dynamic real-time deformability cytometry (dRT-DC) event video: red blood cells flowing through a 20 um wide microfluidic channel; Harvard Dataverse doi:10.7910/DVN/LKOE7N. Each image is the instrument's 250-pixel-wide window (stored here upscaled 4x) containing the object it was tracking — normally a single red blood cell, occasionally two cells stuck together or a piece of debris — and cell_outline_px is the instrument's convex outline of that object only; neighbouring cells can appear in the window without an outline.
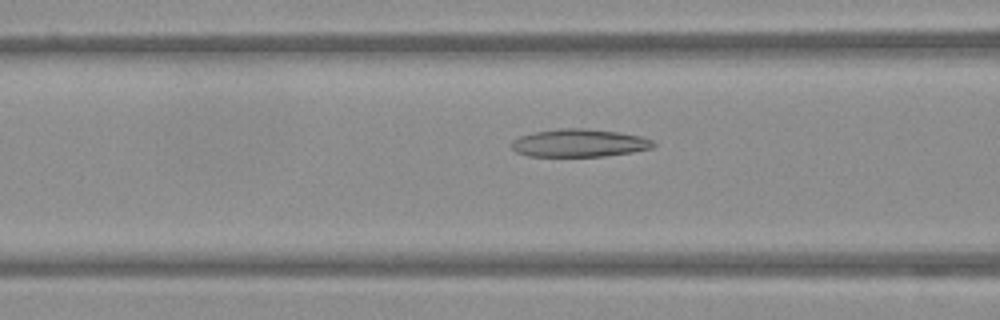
{"species": "Egyptian fruit bat (a non-hibernating species)", "species_latin": "Rousettus aegyptiacus", "temperature_condition": "warm", "stored_images_in_passage": 33, "camera_frame_rate_fps": 3000, "um_per_image_px": 0.085, "frame": {"image": 1, "passage_image": 11, "time_ms": 3.333, "image_size_px": [1000, 320], "cell_outline_px": [[656, 144], [652, 148], [632, 152], [604, 156], [528, 156], [516, 152], [512, 148], [512, 140], [520, 136], [536, 132], [560, 128], [584, 128], [620, 132], [640, 136], [652, 140]], "centroid_in_image_um": [49.24, 12.15], "position_along_channel_um": 117.4, "area_um2": 22.95}}
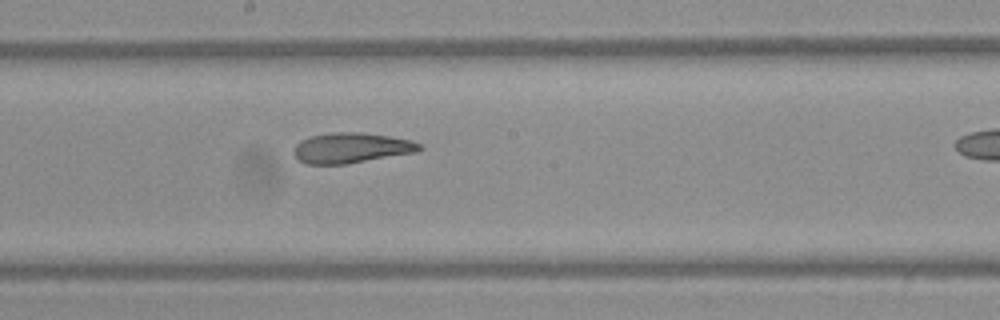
{"frame": {"image": 2, "passage_image": 19, "time_ms": 6.0, "image_size_px": [1000, 320], "cell_outline_px": [[424, 148], [416, 152], [344, 164], [308, 164], [300, 160], [292, 152], [296, 144], [300, 140], [312, 136], [336, 132], [360, 132], [388, 136], [412, 140], [424, 144]], "centroid_in_image_um": [29.89, 12.56], "position_along_channel_um": 218.3, "area_um2": 22.08}}
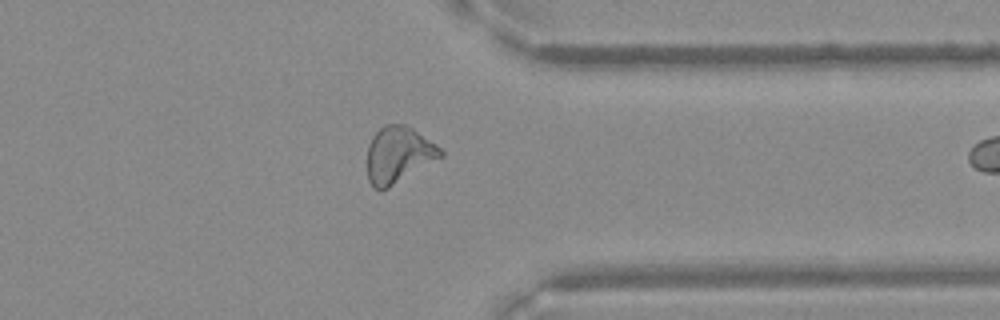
{"frame": {"image": 3, "passage_image": 32, "time_ms": 10.333, "image_size_px": [1000, 320], "cell_outline_px": [[444, 156], [388, 188], [380, 192], [372, 188], [368, 180], [368, 144], [372, 136], [380, 128], [388, 124], [404, 124], [412, 128], [440, 148], [444, 152]], "centroid_in_image_um": [33.85, 13.19], "position_along_channel_um": 377.6, "area_um2": 24.04}}